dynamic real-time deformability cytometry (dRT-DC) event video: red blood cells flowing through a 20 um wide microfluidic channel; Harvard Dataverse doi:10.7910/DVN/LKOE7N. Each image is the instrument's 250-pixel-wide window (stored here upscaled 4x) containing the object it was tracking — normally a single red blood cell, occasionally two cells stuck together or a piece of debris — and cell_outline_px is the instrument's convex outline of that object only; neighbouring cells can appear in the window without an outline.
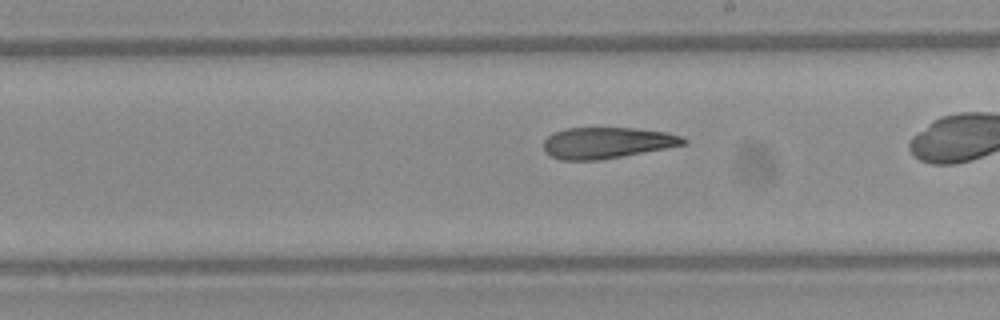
{"species": "Egyptian fruit bat (a non-hibernating species)", "species_latin": "Rousettus aegyptiacus", "temperature_condition": "warm", "stored_images_in_passage": 35, "camera_frame_rate_fps": 3000, "um_per_image_px": 0.085, "frame": {"image": 1, "passage_image": 25, "time_ms": 8.0, "image_size_px": [1000, 320], "cell_outline_px": [[688, 144], [620, 156], [596, 160], [560, 160], [544, 152], [544, 140], [548, 136], [556, 132], [568, 128], [636, 128], [664, 132], [680, 136], [688, 140]], "centroid_in_image_um": [51.58, 12.14], "position_along_channel_um": 237.4, "area_um2": 25.09}}